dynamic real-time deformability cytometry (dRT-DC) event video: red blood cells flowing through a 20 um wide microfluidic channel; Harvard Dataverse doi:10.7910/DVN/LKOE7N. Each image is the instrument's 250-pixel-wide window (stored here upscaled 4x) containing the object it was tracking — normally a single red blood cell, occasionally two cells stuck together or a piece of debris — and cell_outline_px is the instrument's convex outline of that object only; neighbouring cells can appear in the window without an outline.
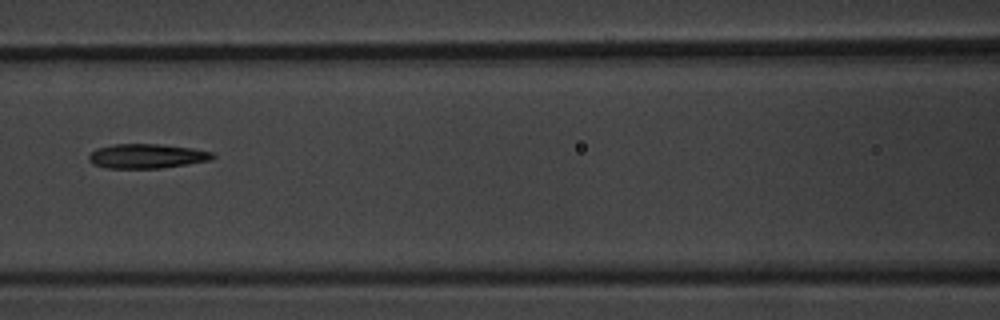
{"species": "common noctule bat (a hibernating species)", "species_latin": "Nyctalus noctula", "temperature_condition": "warm", "stored_images_in_passage": 3, "camera_frame_rate_fps": 3000, "um_per_image_px": 0.085, "animal": {"sex": "male", "body_mass_g": 20.1, "forearm_length_mm": 53.5}, "frame": {"image": 1, "passage_image": 3, "time_ms": 2.333, "image_size_px": [1000, 320], "cell_outline_px": [[216, 156], [208, 160], [160, 168], [108, 168], [92, 164], [88, 160], [88, 156], [96, 148], [112, 144], [160, 144], [192, 148], [212, 152]], "centroid_in_image_um": [12.42, 13.26], "position_along_channel_um": 154.2, "area_um2": 17.51}}